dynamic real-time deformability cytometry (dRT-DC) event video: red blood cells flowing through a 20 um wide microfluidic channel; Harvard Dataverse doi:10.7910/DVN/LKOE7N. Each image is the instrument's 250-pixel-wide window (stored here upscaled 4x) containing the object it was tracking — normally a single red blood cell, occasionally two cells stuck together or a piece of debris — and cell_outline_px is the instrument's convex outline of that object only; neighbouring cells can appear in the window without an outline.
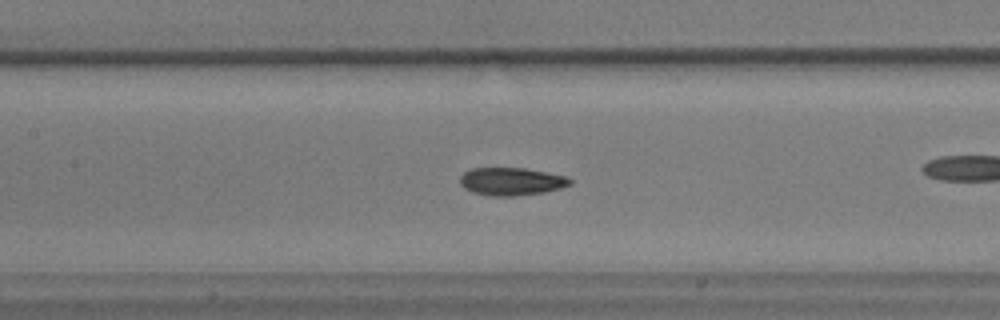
{"species": "common noctule bat (a hibernating species)", "species_latin": "Nyctalus noctula", "temperature_condition": "warm", "stored_images_in_passage": 57, "camera_frame_rate_fps": 3000, "um_per_image_px": 0.085, "animal": {"sex": "male", "body_mass_g": 17.9}, "frame": {"image": 1, "passage_image": 25, "time_ms": 8.0, "image_size_px": [1000, 320], "cell_outline_px": [[572, 184], [560, 188], [544, 192], [516, 196], [492, 196], [472, 192], [464, 188], [460, 184], [460, 176], [464, 172], [472, 168], [524, 168], [548, 172], [568, 176], [572, 180]], "centroid_in_image_um": [43.48, 15.42], "position_along_channel_um": 163.9, "area_um2": 17.98}, "authors_computed_cell_mechanics": {"area_um2": 17.5134, "velocity_mm_per_s": 3.5758, "shape_relaxation_time_tau1_ms": 4.759, "shape_relaxation_time_tau2_ms": 1.8314, "deformation_change_tau1": 0.1532, "deformation_change_tau2": 0.0693}}